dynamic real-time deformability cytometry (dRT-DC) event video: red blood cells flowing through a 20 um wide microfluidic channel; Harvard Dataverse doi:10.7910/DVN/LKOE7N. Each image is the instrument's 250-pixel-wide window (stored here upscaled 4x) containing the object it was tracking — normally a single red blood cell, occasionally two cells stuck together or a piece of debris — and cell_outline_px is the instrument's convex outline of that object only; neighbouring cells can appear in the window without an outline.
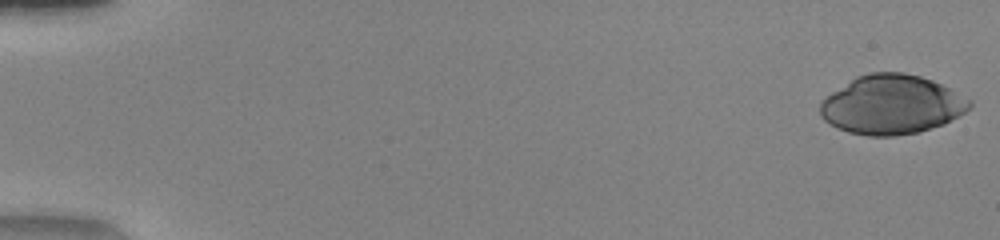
{"species": "human", "species_latin": "Homo sapiens", "temperature_condition": "warm", "stored_images_in_passage": 50, "camera_frame_rate_fps": 3000, "um_per_image_px": 0.085, "donor": {"sex": "female"}, "frame": {"image": 1, "passage_image": 1, "time_ms": 0.0, "image_size_px": [1000, 240], "cell_outline_px": [[972, 108], [944, 124], [920, 132], [896, 136], [868, 136], [848, 132], [836, 128], [824, 120], [820, 116], [820, 104], [832, 92], [856, 76], [868, 72], [904, 72], [920, 76], [932, 80], [972, 100]], "centroid_in_image_um": [75.8, 8.9], "position_along_channel_um": 9.2, "area_um2": 51.67}}
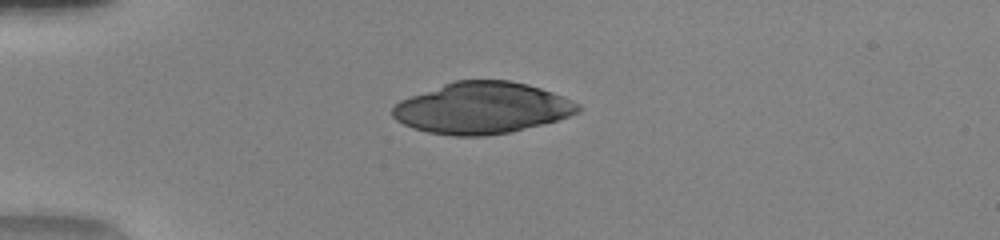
{"frame": {"image": 2, "passage_image": 14, "time_ms": 4.333, "image_size_px": [1000, 240], "cell_outline_px": [[580, 112], [556, 120], [512, 132], [484, 136], [452, 136], [428, 132], [412, 128], [396, 120], [392, 116], [392, 108], [400, 100], [452, 80], [508, 80], [528, 84], [552, 92], [572, 100], [580, 104]], "centroid_in_image_um": [40.96, 9.18], "position_along_channel_um": 44.0, "area_um2": 55.66}}